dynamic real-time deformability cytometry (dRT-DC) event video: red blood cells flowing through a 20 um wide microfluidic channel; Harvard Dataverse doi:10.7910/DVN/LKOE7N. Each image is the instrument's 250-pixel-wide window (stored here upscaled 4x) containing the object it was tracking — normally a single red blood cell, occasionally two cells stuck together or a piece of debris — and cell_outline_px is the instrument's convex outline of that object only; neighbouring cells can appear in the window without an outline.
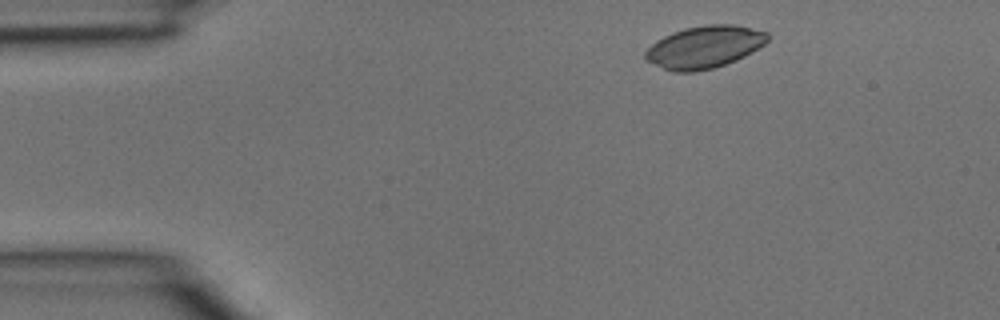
{"species": "common noctule bat (a hibernating species)", "species_latin": "Nyctalus noctula", "temperature_condition": "room temperature", "stored_images_in_passage": 4, "camera_frame_rate_fps": 3000, "um_per_image_px": 0.085, "animal": {"sex": "male", "body_mass_g": 15.6}, "frame": {"image": 1, "passage_image": 1, "time_ms": 0.0, "image_size_px": [1000, 320], "cell_outline_px": [[768, 40], [764, 44], [752, 52], [736, 60], [712, 68], [696, 72], [672, 72], [644, 60], [644, 52], [656, 40], [672, 32], [684, 28], [708, 24], [736, 24], [768, 32]], "centroid_in_image_um": [59.85, 3.99], "position_along_channel_um": 25.1, "area_um2": 30.29}}